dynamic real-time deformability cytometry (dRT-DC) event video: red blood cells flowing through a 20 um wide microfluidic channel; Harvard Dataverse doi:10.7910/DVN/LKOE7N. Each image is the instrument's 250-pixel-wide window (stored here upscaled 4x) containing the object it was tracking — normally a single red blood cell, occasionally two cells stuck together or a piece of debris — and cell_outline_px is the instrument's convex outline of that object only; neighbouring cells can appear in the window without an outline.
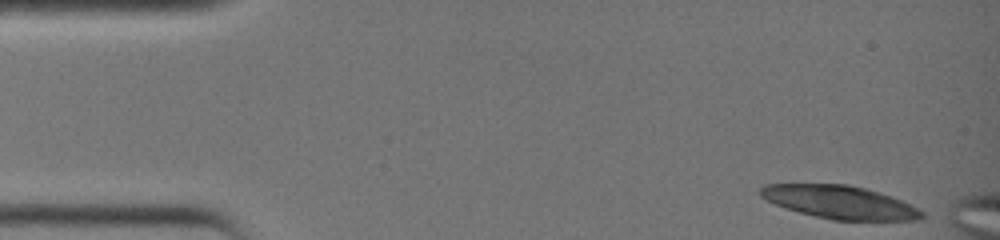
{"species": "common noctule bat (a hibernating species)", "species_latin": "Nyctalus noctula", "temperature_condition": "warm", "stored_images_in_passage": 8, "camera_frame_rate_fps": 3000, "um_per_image_px": 0.085, "animal": {"sex": "female", "body_mass_g": 19.0, "forearm_length_mm": 51.5}, "frame": {"image": 1, "passage_image": 1, "time_ms": 0.0, "image_size_px": [1000, 240], "cell_outline_px": [[924, 216], [920, 220], [832, 220], [784, 208], [760, 196], [760, 188], [764, 184], [848, 184], [880, 192], [900, 200], [924, 212]], "centroid_in_image_um": [71.37, 17.18], "position_along_channel_um": 13.6, "area_um2": 30.87}}